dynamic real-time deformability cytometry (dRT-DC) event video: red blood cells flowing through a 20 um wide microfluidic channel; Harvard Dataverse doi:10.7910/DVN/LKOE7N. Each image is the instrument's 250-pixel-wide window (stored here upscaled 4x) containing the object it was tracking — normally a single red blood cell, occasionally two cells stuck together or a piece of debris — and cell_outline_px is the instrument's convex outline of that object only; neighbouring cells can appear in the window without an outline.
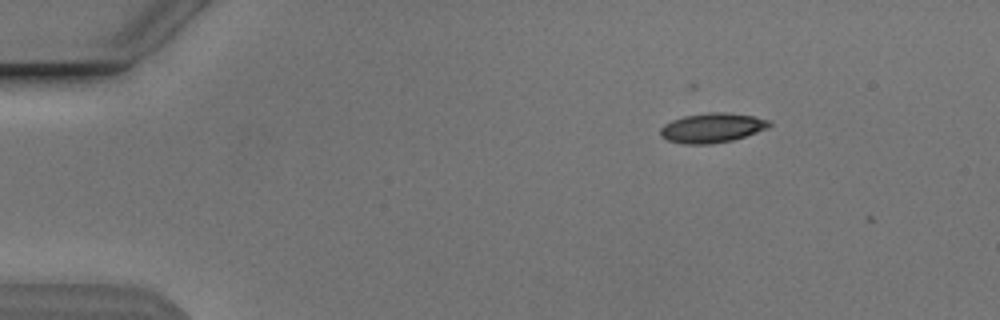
{"species": "Egyptian fruit bat (a non-hibernating species)", "species_latin": "Rousettus aegyptiacus", "temperature_condition": "cold", "stored_images_in_passage": 2, "camera_frame_rate_fps": 3000, "um_per_image_px": 0.085, "animal": {"sex": "male"}, "frame": {"image": 1, "passage_image": 1, "time_ms": 0.0, "image_size_px": [1000, 320], "cell_outline_px": [[772, 124], [768, 128], [732, 140], [708, 144], [684, 144], [668, 140], [660, 136], [660, 128], [664, 124], [672, 120], [684, 116], [708, 112], [728, 112], [752, 116], [772, 120]], "centroid_in_image_um": [60.53, 10.85], "position_along_channel_um": 24.5, "area_um2": 18.79}}